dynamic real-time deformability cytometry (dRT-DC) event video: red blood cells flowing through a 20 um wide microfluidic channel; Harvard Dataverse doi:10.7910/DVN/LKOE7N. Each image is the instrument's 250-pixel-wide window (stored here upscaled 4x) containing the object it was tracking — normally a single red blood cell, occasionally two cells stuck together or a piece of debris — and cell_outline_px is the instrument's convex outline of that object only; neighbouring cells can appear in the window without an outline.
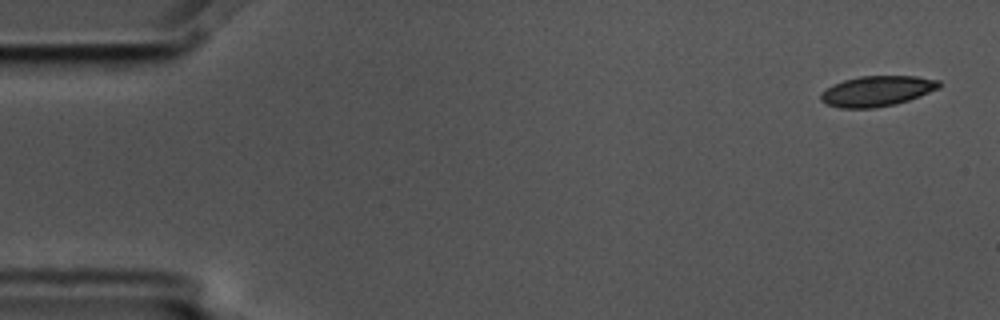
{"species": "common noctule bat (a hibernating species)", "species_latin": "Nyctalus noctula", "temperature_condition": "cold", "stored_images_in_passage": 6, "camera_frame_rate_fps": 3000, "um_per_image_px": 0.085, "animal": {"sex": "male", "body_mass_g": 17.5, "forearm_length_mm": 52.3}, "frame": {"image": 1, "passage_image": 1, "time_ms": 0.0, "image_size_px": [1000, 320], "cell_outline_px": [[940, 88], [908, 100], [896, 104], [872, 108], [840, 108], [828, 104], [820, 100], [820, 92], [832, 84], [844, 80], [860, 76], [916, 76], [940, 80]], "centroid_in_image_um": [74.52, 7.73], "position_along_channel_um": 10.5, "area_um2": 20.98}}
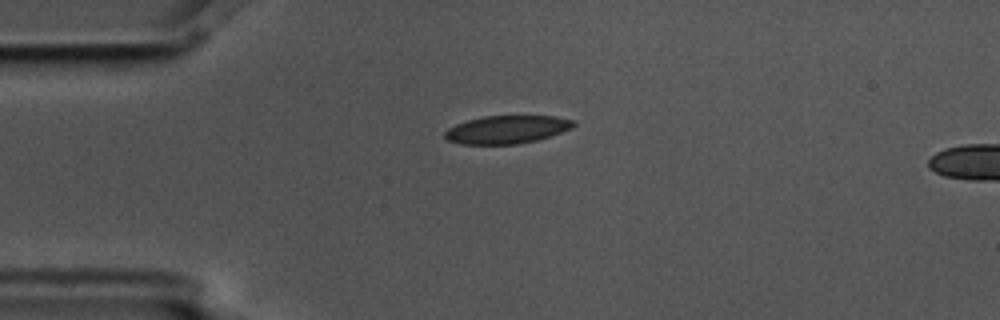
{"frame": {"image": 2, "passage_image": 4, "time_ms": 1.0, "image_size_px": [1000, 320], "cell_outline_px": [[576, 124], [572, 128], [536, 140], [516, 144], [460, 144], [448, 140], [444, 136], [444, 132], [448, 128], [456, 124], [468, 120], [484, 116], [556, 116], [576, 120]], "centroid_in_image_um": [43.08, 11.0], "position_along_channel_um": 41.9, "area_um2": 20.92}}